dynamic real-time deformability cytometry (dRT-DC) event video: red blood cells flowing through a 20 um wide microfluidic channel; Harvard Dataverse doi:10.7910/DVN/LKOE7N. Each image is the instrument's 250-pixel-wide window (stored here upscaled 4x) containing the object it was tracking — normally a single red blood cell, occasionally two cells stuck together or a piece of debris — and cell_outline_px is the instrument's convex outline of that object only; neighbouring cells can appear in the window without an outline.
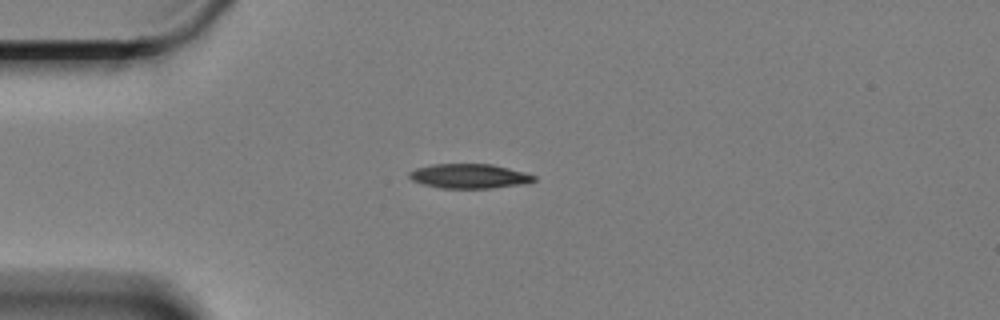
{"species": "Egyptian fruit bat (a non-hibernating species)", "species_latin": "Rousettus aegyptiacus", "temperature_condition": "cold", "stored_images_in_passage": 46, "camera_frame_rate_fps": 3000, "um_per_image_px": 0.085, "animal": {"sex": "female"}, "frame": {"image": 1, "passage_image": 1, "time_ms": 0.0, "image_size_px": [1000, 320], "cell_outline_px": [[536, 180], [524, 184], [488, 188], [440, 188], [424, 184], [412, 180], [408, 176], [408, 172], [416, 168], [432, 164], [492, 164], [524, 172], [536, 176]], "centroid_in_image_um": [39.87, 14.96], "position_along_channel_um": 45.1, "area_um2": 17.74}}
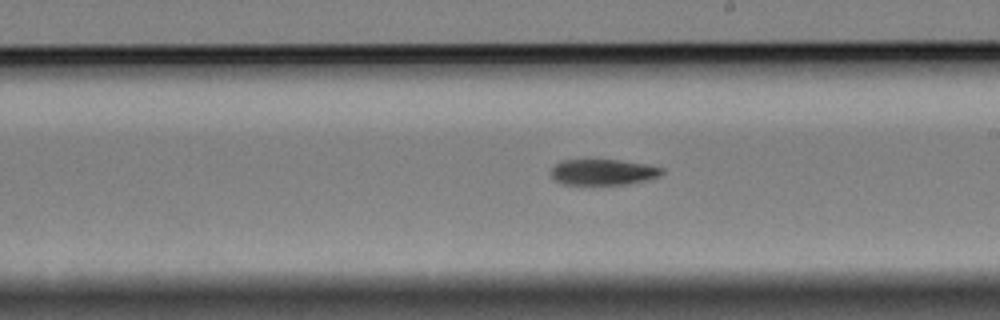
{"frame": {"image": 2, "passage_image": 20, "time_ms": 6.333, "image_size_px": [1000, 320], "cell_outline_px": [[664, 172], [660, 176], [648, 180], [628, 184], [560, 184], [552, 176], [552, 168], [560, 160], [620, 160], [648, 164], [664, 168]], "centroid_in_image_um": [51.32, 14.62], "position_along_channel_um": 237.7, "area_um2": 16.76}}
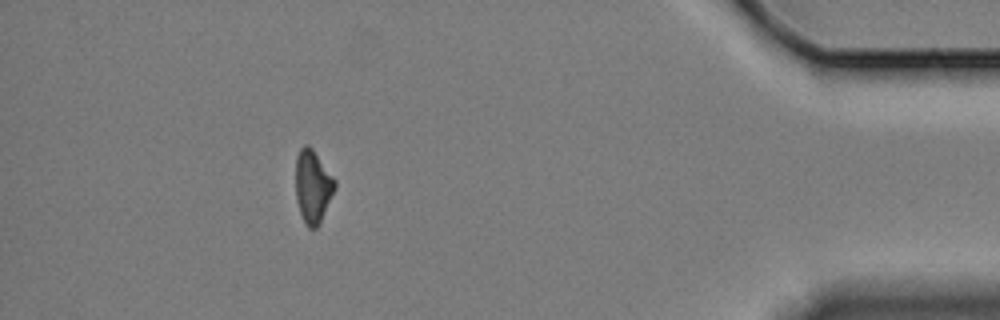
{"frame": {"image": 3, "passage_image": 40, "time_ms": 13.0, "image_size_px": [1000, 320], "cell_outline_px": [[336, 188], [320, 224], [316, 228], [308, 228], [300, 212], [296, 200], [296, 156], [300, 148], [304, 144], [308, 144], [312, 148], [336, 180]], "centroid_in_image_um": [26.6, 15.84], "position_along_channel_um": 408.6, "area_um2": 16.76}, "authors_computed_cell_mechanics": {"area_um2": 17.6868, "velocity_mm_per_s": 3.3173, "shape_relaxation_time_tau1_ms": 4.006, "shape_relaxation_time_tau2_ms": null, "deformation_change_tau1": 0.1207, "deformation_change_tau2": null}}